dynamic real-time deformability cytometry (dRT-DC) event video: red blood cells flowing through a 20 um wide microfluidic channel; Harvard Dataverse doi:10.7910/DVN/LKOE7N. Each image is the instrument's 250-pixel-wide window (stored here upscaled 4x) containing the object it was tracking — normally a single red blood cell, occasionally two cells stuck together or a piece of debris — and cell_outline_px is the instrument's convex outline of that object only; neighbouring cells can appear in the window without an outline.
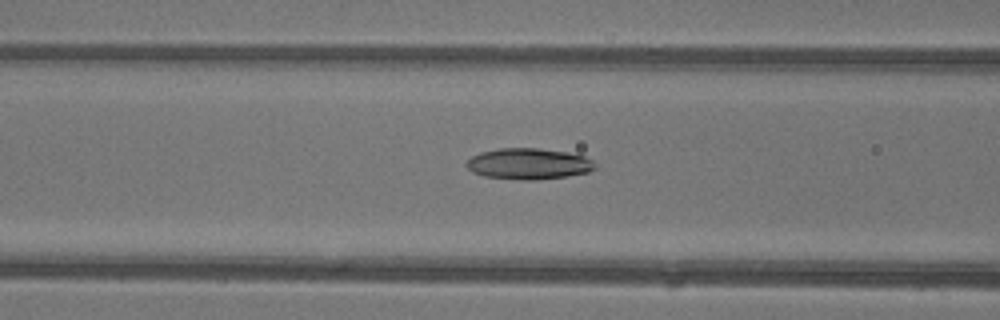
{"species": "common noctule bat (a hibernating species)", "species_latin": "Nyctalus noctula", "temperature_condition": "warm", "stored_images_in_passage": 43, "camera_frame_rate_fps": 3000, "um_per_image_px": 0.085, "animal": {"sex": "female"}, "frame": {"image": 1, "passage_image": 20, "time_ms": 6.333, "image_size_px": [1000, 320], "cell_outline_px": [[596, 168], [588, 172], [568, 176], [536, 180], [520, 180], [484, 176], [472, 172], [464, 164], [472, 156], [480, 152], [500, 148], [540, 148], [568, 152], [584, 156], [592, 160], [596, 164]], "centroid_in_image_um": [44.93, 13.92], "position_along_channel_um": 121.7, "area_um2": 23.47}}
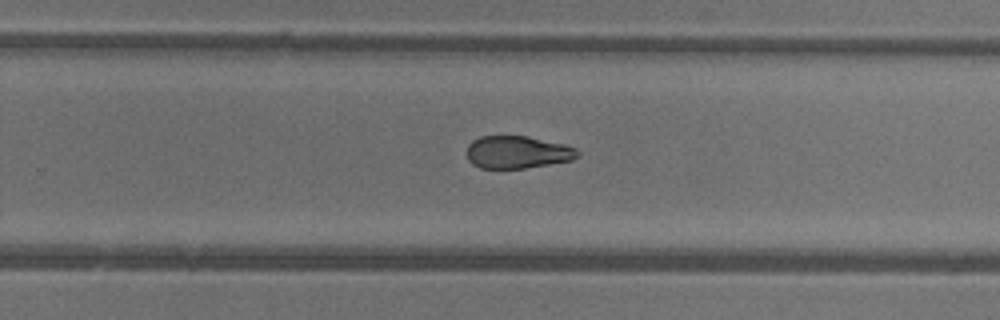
{"frame": {"image": 2, "passage_image": 31, "time_ms": 10.0, "image_size_px": [1000, 320], "cell_outline_px": [[580, 156], [572, 160], [524, 168], [480, 168], [472, 164], [468, 160], [468, 144], [472, 140], [480, 136], [528, 136], [564, 144], [576, 148], [580, 152]], "centroid_in_image_um": [43.99, 12.93], "position_along_channel_um": 285.8, "area_um2": 21.04}}
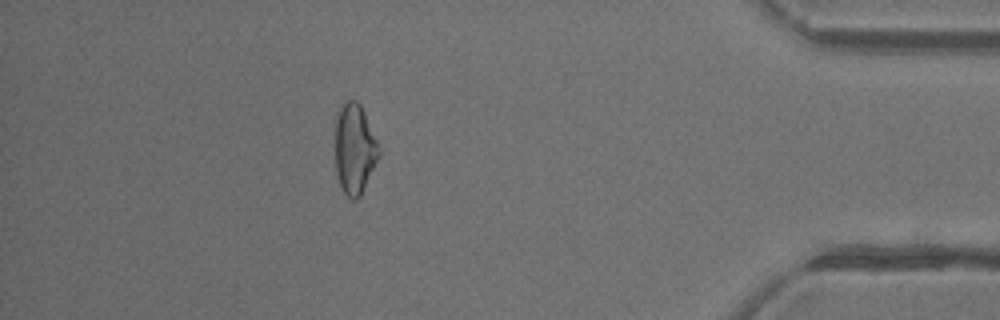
{"frame": {"image": 3, "passage_image": 42, "time_ms": 13.667, "image_size_px": [1000, 320], "cell_outline_px": [[380, 156], [360, 196], [356, 200], [352, 200], [340, 188], [336, 176], [336, 116], [340, 108], [348, 100], [356, 100], [360, 104], [364, 112], [376, 140], [380, 152]], "centroid_in_image_um": [30.13, 12.7], "position_along_channel_um": 405.1, "area_um2": 22.77}}